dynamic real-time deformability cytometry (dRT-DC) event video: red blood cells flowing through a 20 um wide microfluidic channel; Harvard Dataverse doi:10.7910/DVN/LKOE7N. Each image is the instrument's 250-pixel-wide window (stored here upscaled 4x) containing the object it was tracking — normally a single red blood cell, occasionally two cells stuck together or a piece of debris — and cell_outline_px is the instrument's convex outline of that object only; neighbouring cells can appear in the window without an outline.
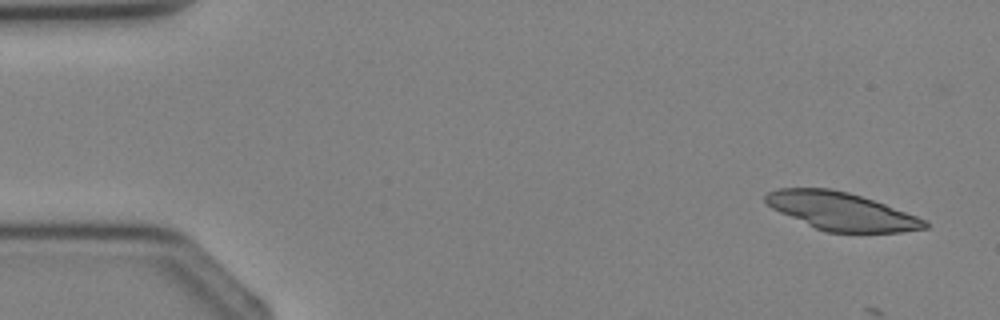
{"species": "Egyptian fruit bat (a non-hibernating species)", "species_latin": "Rousettus aegyptiacus", "temperature_condition": "cold", "stored_images_in_passage": 3, "camera_frame_rate_fps": 3000, "um_per_image_px": 0.085, "animal": {"sex": "female"}, "frame": {"image": 1, "passage_image": 1, "time_ms": 0.0, "image_size_px": [1000, 320], "cell_outline_px": [[928, 228], [900, 232], [824, 232], [780, 212], [772, 208], [764, 200], [764, 196], [768, 192], [776, 188], [832, 188], [848, 192], [884, 204], [916, 216], [924, 220], [928, 224]], "centroid_in_image_um": [71.48, 17.95], "position_along_channel_um": 13.5, "area_um2": 34.74}}